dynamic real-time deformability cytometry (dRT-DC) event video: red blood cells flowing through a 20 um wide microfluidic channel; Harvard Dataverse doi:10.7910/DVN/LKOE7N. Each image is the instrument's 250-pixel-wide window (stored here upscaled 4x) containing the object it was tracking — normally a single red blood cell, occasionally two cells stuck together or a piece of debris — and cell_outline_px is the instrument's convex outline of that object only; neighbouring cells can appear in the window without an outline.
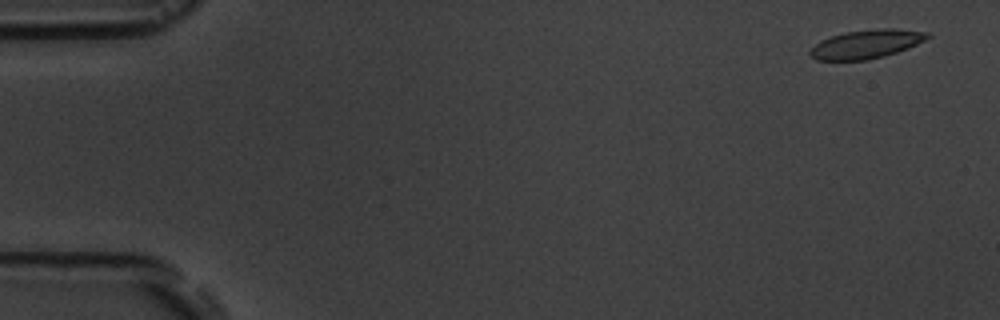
{"species": "common noctule bat (a hibernating species)", "species_latin": "Nyctalus noctula", "temperature_condition": "room temperature", "stored_images_in_passage": 5, "camera_frame_rate_fps": 3000, "um_per_image_px": 0.085, "animal": {"sex": "male", "body_mass_g": 19.5, "forearm_length_mm": 54.6}, "frame": {"image": 1, "passage_image": 1, "time_ms": 0.0, "image_size_px": [1000, 320], "cell_outline_px": [[932, 36], [908, 48], [884, 56], [868, 60], [816, 60], [808, 52], [820, 40], [844, 32], [884, 28], [892, 28], [928, 32]], "centroid_in_image_um": [73.64, 3.75], "position_along_channel_um": 11.4, "area_um2": 19.48}}
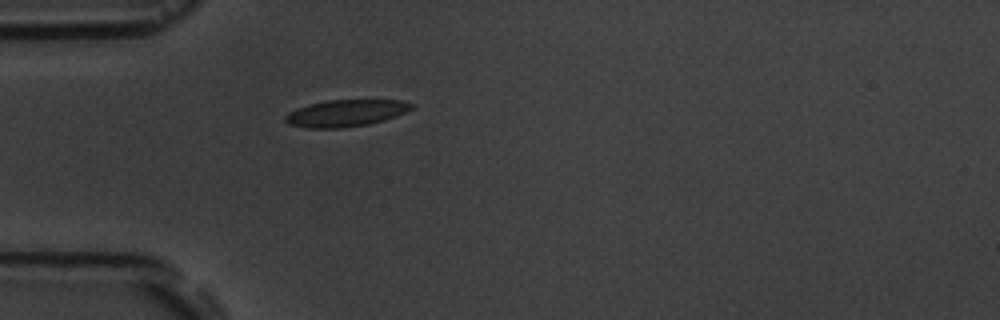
{"frame": {"image": 2, "passage_image": 5, "time_ms": 4.667, "image_size_px": [1000, 320], "cell_outline_px": [[416, 104], [412, 108], [396, 116], [384, 120], [368, 124], [340, 128], [304, 128], [288, 124], [284, 120], [284, 116], [288, 112], [296, 108], [308, 104], [328, 100], [404, 100]], "centroid_in_image_um": [29.36, 9.61], "position_along_channel_um": 55.6, "area_um2": 19.88}}